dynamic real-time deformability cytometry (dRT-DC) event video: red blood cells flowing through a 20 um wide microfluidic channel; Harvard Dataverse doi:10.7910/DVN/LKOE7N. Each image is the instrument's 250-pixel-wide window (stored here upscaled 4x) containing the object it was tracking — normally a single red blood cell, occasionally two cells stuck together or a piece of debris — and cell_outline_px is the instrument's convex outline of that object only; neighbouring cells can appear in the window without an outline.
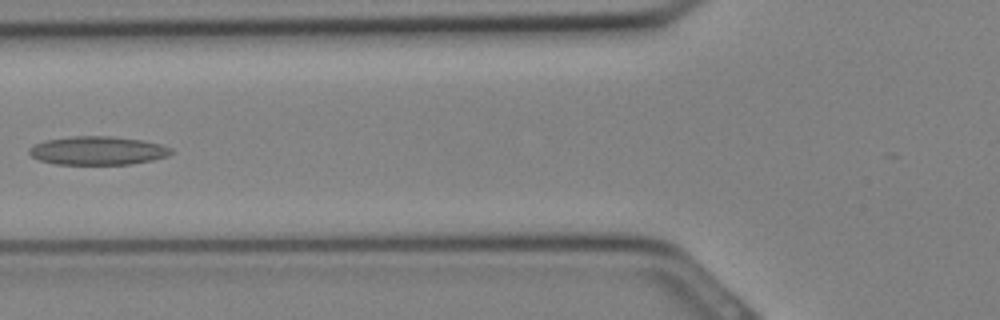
{"species": "Egyptian fruit bat (a non-hibernating species)", "species_latin": "Rousettus aegyptiacus", "temperature_condition": "cold", "stored_images_in_passage": 13, "camera_frame_rate_fps": 3000, "um_per_image_px": 0.085, "animal": {"sex": "female"}, "frame": {"image": 1, "passage_image": 10, "time_ms": 3.0, "image_size_px": [1000, 320], "cell_outline_px": [[172, 152], [168, 156], [152, 160], [132, 164], [56, 164], [40, 160], [32, 156], [28, 152], [28, 148], [44, 140], [72, 136], [108, 136], [144, 140], [160, 144], [172, 148]], "centroid_in_image_um": [8.31, 12.8], "position_along_channel_um": 117.5, "area_um2": 23.58}}
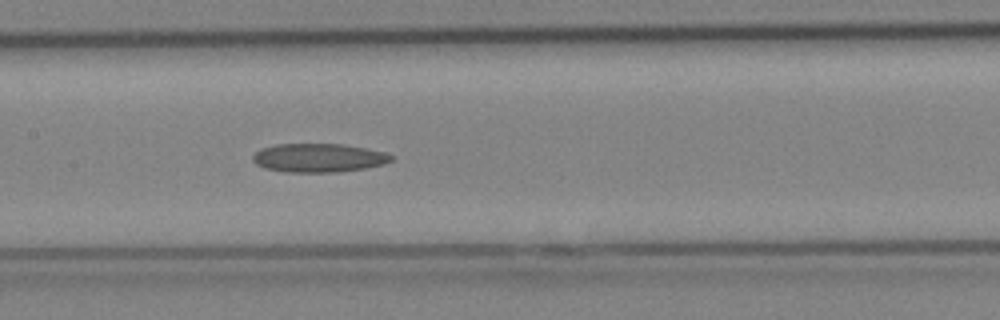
{"frame": {"image": 2, "passage_image": 13, "time_ms": 4.0, "image_size_px": [1000, 320], "cell_outline_px": [[392, 160], [384, 164], [364, 168], [340, 172], [284, 172], [264, 168], [256, 164], [252, 160], [252, 156], [260, 148], [276, 144], [344, 144], [384, 152], [392, 156]], "centroid_in_image_um": [27.04, 13.42], "position_along_channel_um": 180.4, "area_um2": 23.18}}